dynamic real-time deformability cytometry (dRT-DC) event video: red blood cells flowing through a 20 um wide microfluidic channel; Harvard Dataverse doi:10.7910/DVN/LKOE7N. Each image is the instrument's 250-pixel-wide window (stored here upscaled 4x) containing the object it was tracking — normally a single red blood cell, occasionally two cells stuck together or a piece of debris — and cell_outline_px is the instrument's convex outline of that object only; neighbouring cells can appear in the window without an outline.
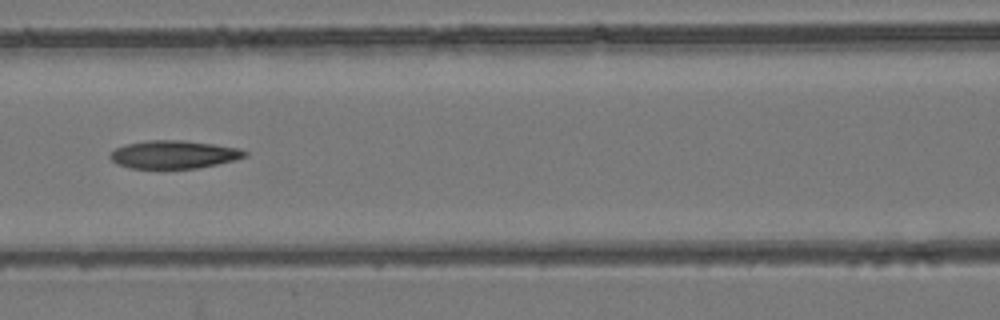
{"species": "common noctule bat (a hibernating species)", "species_latin": "Nyctalus noctula", "temperature_condition": "room temperature", "stored_images_in_passage": 3, "camera_frame_rate_fps": 3000, "um_per_image_px": 0.085, "animal": {"sex": "female", "body_mass_g": 24.6, "forearm_length_mm": 56.2}, "frame": {"image": 1, "passage_image": 3, "time_ms": 0.667, "image_size_px": [1000, 320], "cell_outline_px": [[248, 156], [236, 160], [196, 168], [132, 168], [116, 164], [108, 156], [116, 148], [128, 144], [148, 140], [184, 140], [240, 148], [248, 152]], "centroid_in_image_um": [14.8, 13.13], "position_along_channel_um": 151.8, "area_um2": 21.91}}